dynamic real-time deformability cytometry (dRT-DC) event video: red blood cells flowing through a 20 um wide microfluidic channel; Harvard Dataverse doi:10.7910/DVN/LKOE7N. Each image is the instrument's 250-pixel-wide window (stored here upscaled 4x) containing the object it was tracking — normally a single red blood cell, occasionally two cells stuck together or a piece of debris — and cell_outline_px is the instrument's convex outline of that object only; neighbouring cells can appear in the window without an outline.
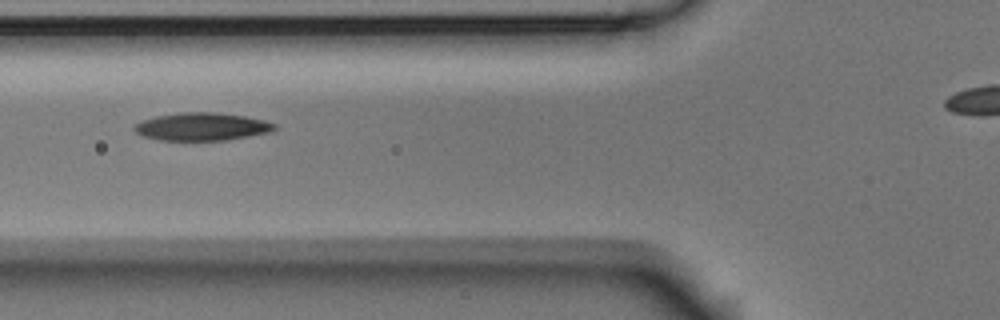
{"species": "Egyptian fruit bat (a non-hibernating species)", "species_latin": "Rousettus aegyptiacus", "temperature_condition": "room temperature", "stored_images_in_passage": 8, "camera_frame_rate_fps": 3000, "um_per_image_px": 0.085, "animal": {"sex": "male"}, "frame": {"image": 1, "passage_image": 3, "time_ms": 0.667, "image_size_px": [1000, 320], "cell_outline_px": [[276, 128], [268, 132], [248, 136], [224, 140], [160, 140], [140, 136], [132, 128], [140, 120], [156, 116], [180, 112], [216, 112], [244, 116], [264, 120], [276, 124]], "centroid_in_image_um": [17.1, 10.76], "position_along_channel_um": 108.7, "area_um2": 22.72}}
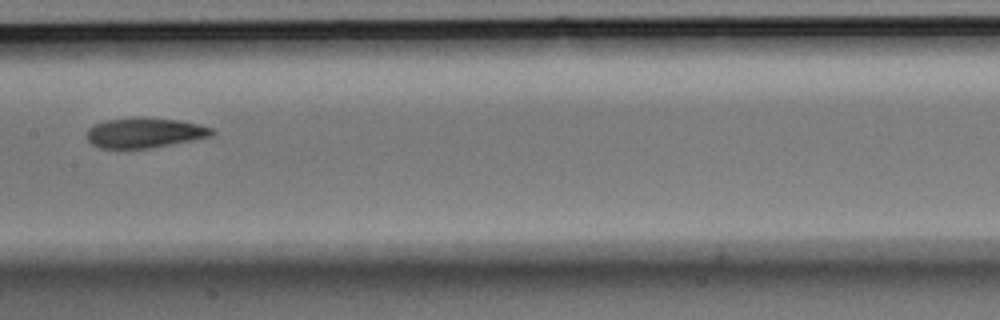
{"frame": {"image": 2, "passage_image": 5, "time_ms": 1.333, "image_size_px": [1000, 320], "cell_outline_px": [[216, 132], [212, 136], [152, 148], [100, 148], [92, 144], [84, 136], [88, 128], [96, 124], [108, 120], [136, 116], [144, 116], [180, 120], [212, 128]], "centroid_in_image_um": [12.28, 11.27], "position_along_channel_um": 195.1, "area_um2": 22.2}}
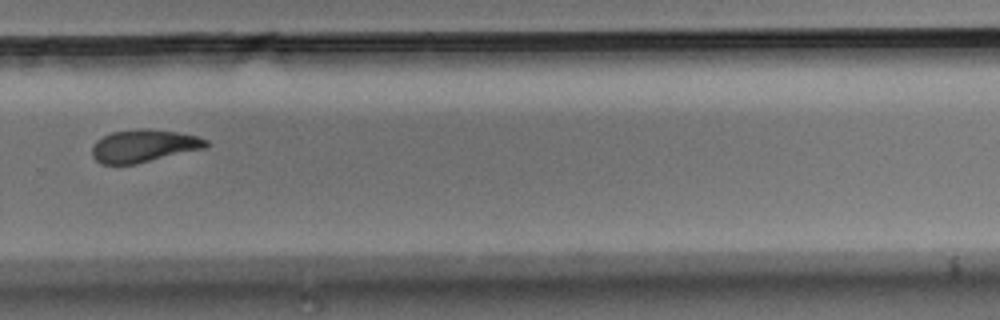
{"frame": {"image": 3, "passage_image": 8, "time_ms": 2.333, "image_size_px": [1000, 320], "cell_outline_px": [[212, 144], [208, 148], [136, 164], [100, 164], [92, 156], [92, 148], [96, 140], [112, 132], [136, 128], [148, 128], [176, 132], [196, 136], [208, 140]], "centroid_in_image_um": [12.26, 12.4], "position_along_channel_um": 317.5, "area_um2": 22.02}}